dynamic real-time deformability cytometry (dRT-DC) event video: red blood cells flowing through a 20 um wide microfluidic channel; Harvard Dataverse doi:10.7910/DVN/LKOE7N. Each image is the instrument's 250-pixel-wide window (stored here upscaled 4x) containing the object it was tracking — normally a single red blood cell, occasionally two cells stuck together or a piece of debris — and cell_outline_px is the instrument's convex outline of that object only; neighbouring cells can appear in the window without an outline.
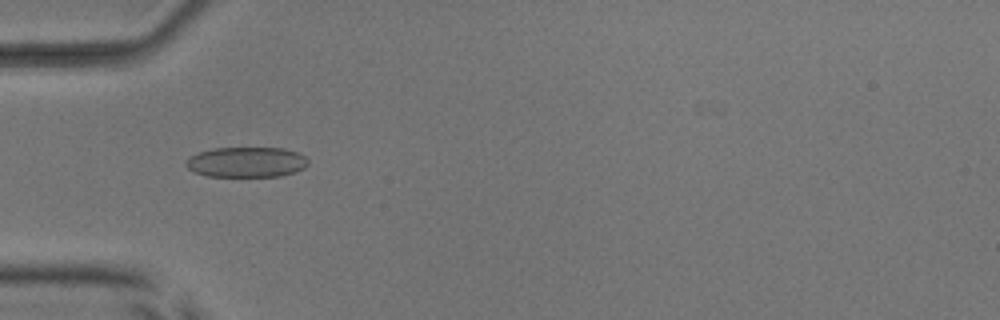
{"species": "common noctule bat (a hibernating species)", "species_latin": "Nyctalus noctula", "temperature_condition": "room temperature", "stored_images_in_passage": 39, "camera_frame_rate_fps": 3000, "um_per_image_px": 0.085, "animal": {"sex": "male", "body_mass_g": 17.9, "forearm_length_mm": 54.2}, "frame": {"image": 1, "passage_image": 6, "time_ms": 1.667, "image_size_px": [1000, 320], "cell_outline_px": [[308, 164], [304, 168], [296, 172], [280, 176], [208, 176], [192, 172], [184, 164], [184, 160], [188, 156], [212, 148], [284, 148], [296, 152], [304, 156], [308, 160]], "centroid_in_image_um": [20.91, 13.78], "position_along_channel_um": 64.1, "area_um2": 21.73}}
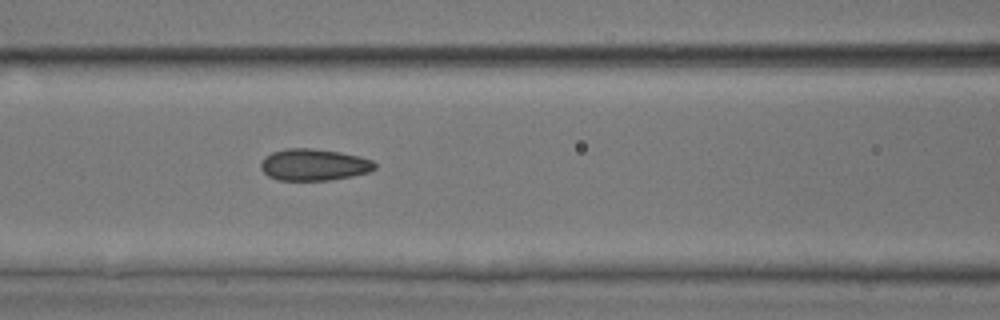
{"frame": {"image": 2, "passage_image": 12, "time_ms": 3.667, "image_size_px": [1000, 320], "cell_outline_px": [[376, 168], [368, 172], [352, 176], [328, 180], [276, 180], [268, 176], [260, 168], [260, 164], [264, 156], [272, 152], [284, 148], [312, 148], [340, 152], [360, 156], [372, 160], [376, 164]], "centroid_in_image_um": [26.65, 13.99], "position_along_channel_um": 139.9, "area_um2": 21.21}}
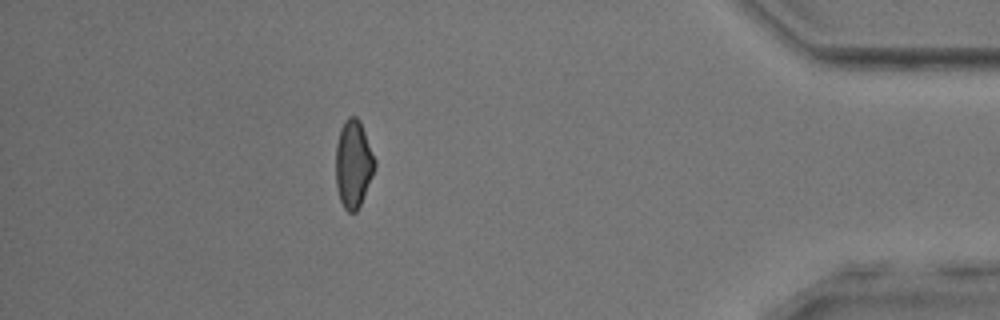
{"frame": {"image": 3, "passage_image": 36, "time_ms": 11.667, "image_size_px": [1000, 320], "cell_outline_px": [[376, 164], [372, 176], [360, 204], [356, 212], [348, 212], [344, 208], [340, 200], [336, 184], [336, 144], [340, 128], [344, 120], [348, 116], [356, 116], [360, 120], [376, 160]], "centroid_in_image_um": [30.03, 13.89], "position_along_channel_um": 405.2, "area_um2": 19.94}}